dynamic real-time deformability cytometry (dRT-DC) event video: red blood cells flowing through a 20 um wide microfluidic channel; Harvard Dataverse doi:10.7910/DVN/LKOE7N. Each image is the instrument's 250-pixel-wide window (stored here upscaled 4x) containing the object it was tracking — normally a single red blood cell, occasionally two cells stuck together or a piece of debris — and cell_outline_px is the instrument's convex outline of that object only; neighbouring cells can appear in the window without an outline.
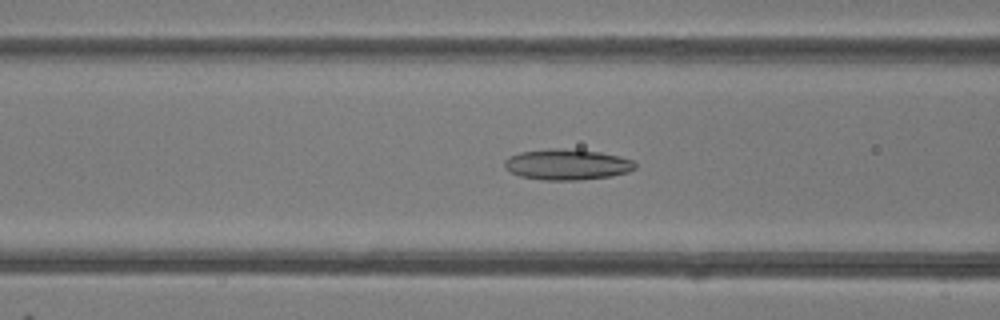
{"species": "common noctule bat (a hibernating species)", "species_latin": "Nyctalus noctula", "temperature_condition": "room temperature", "stored_images_in_passage": 48, "camera_frame_rate_fps": 3000, "um_per_image_px": 0.085, "animal": {"sex": "female"}, "frame": {"image": 1, "passage_image": 19, "time_ms": 6.0, "image_size_px": [1000, 320], "cell_outline_px": [[636, 168], [628, 172], [612, 176], [580, 180], [540, 180], [520, 176], [512, 172], [504, 164], [504, 160], [508, 156], [520, 152], [552, 148], [564, 148], [600, 152], [620, 156], [632, 160], [636, 164]], "centroid_in_image_um": [48.22, 13.98], "position_along_channel_um": 118.4, "area_um2": 23.52}}
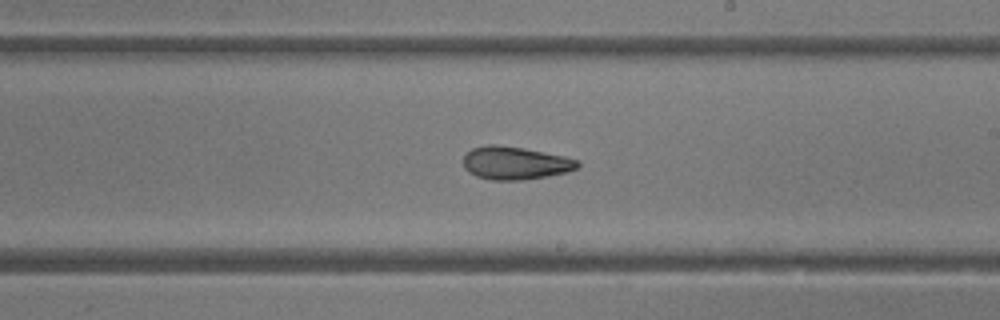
{"frame": {"image": 2, "passage_image": 28, "time_ms": 9.0, "image_size_px": [1000, 320], "cell_outline_px": [[580, 164], [576, 168], [568, 172], [548, 176], [524, 180], [492, 180], [476, 176], [468, 172], [464, 168], [464, 156], [472, 148], [488, 144], [496, 144], [524, 148], [564, 156], [576, 160]], "centroid_in_image_um": [43.77, 13.86], "position_along_channel_um": 245.2, "area_um2": 21.96}}
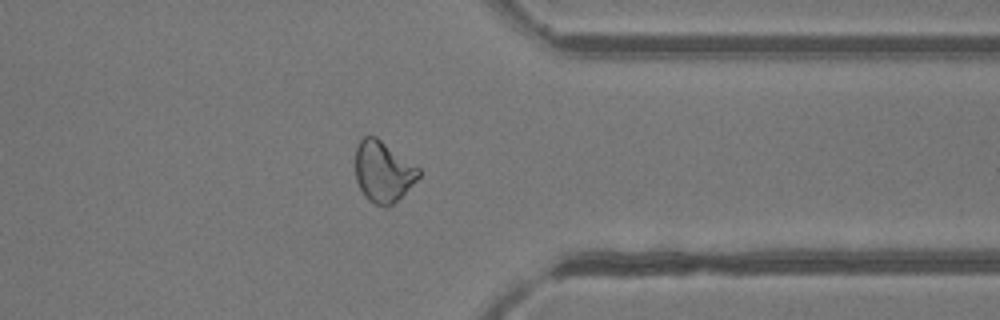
{"frame": {"image": 3, "passage_image": 38, "time_ms": 12.333, "image_size_px": [1000, 320], "cell_outline_px": [[420, 176], [388, 208], [384, 208], [368, 200], [364, 196], [356, 180], [356, 144], [364, 136], [376, 136], [420, 168]], "centroid_in_image_um": [32.55, 14.58], "position_along_channel_um": 378.9, "area_um2": 22.37}, "authors_computed_cell_mechanics": {"area_um2": 23.5535, "velocity_mm_per_s": 4.226, "shape_relaxation_time_tau1_ms": 8.0917, "shape_relaxation_time_tau2_ms": 3.5253, "deformation_change_tau1": 0.1991, "deformation_change_tau2": 0.1256}}